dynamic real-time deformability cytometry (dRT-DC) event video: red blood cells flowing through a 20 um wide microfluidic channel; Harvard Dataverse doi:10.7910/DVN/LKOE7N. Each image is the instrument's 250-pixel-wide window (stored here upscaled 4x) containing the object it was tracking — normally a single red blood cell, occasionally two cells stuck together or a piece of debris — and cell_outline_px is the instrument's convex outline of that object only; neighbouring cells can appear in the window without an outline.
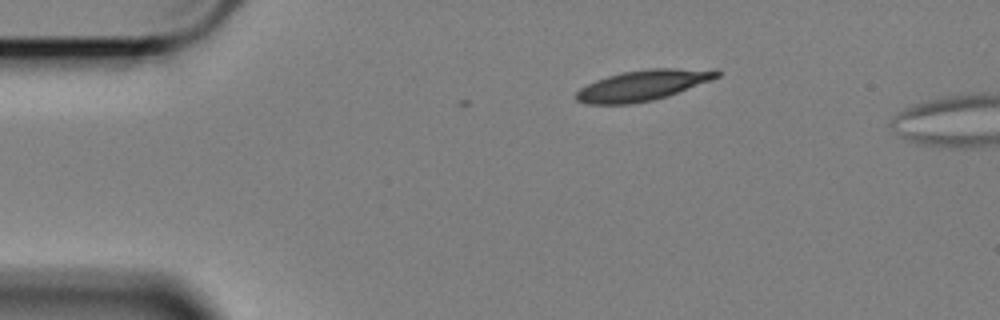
{"species": "Egyptian fruit bat (a non-hibernating species)", "species_latin": "Rousettus aegyptiacus", "temperature_condition": "cold", "stored_images_in_passage": 5, "camera_frame_rate_fps": 3000, "um_per_image_px": 0.085, "animal": {"sex": "female"}, "frame": {"image": 1, "passage_image": 5, "time_ms": 1.333, "image_size_px": [1000, 320], "cell_outline_px": [[720, 76], [712, 80], [668, 96], [652, 100], [628, 104], [588, 104], [576, 100], [576, 92], [580, 88], [596, 80], [620, 72], [648, 68], [716, 68], [720, 72]], "centroid_in_image_um": [54.7, 7.23], "position_along_channel_um": 30.3, "area_um2": 25.32}}